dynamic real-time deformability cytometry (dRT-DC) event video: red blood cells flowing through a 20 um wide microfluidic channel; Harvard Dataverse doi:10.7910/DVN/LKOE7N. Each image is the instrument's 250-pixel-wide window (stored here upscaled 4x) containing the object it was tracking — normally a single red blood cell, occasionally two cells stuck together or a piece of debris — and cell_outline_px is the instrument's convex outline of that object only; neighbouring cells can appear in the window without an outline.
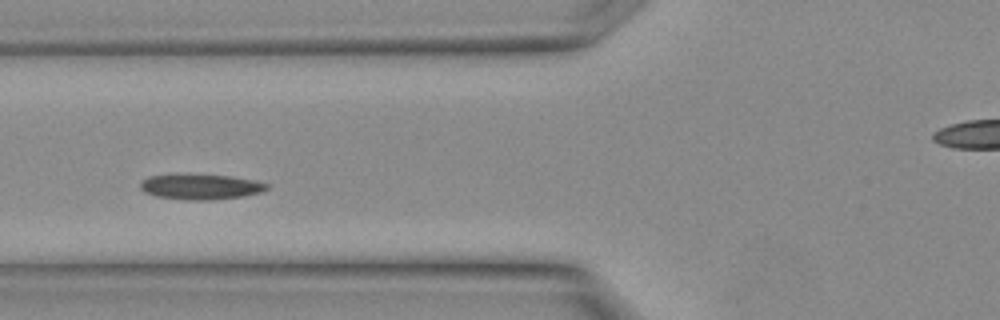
{"species": "Egyptian fruit bat (a non-hibernating species)", "species_latin": "Rousettus aegyptiacus", "temperature_condition": "warm", "stored_images_in_passage": 13, "camera_frame_rate_fps": 3000, "um_per_image_px": 0.085, "animal": {"sex": "female"}, "frame": {"image": 1, "passage_image": 6, "time_ms": 1.667, "image_size_px": [1000, 320], "cell_outline_px": [[268, 188], [260, 192], [240, 196], [212, 200], [188, 200], [156, 196], [144, 192], [140, 188], [140, 184], [148, 176], [232, 176], [252, 180], [268, 184]], "centroid_in_image_um": [17.05, 15.9], "position_along_channel_um": 108.7, "area_um2": 17.86}}
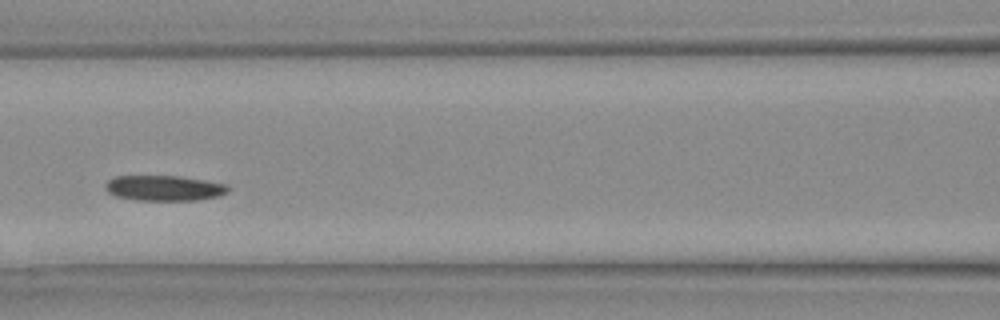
{"frame": {"image": 2, "passage_image": 8, "time_ms": 2.333, "image_size_px": [1000, 320], "cell_outline_px": [[228, 192], [216, 196], [200, 200], [136, 200], [116, 196], [108, 192], [104, 188], [104, 184], [108, 180], [116, 176], [180, 176], [228, 184]], "centroid_in_image_um": [13.93, 15.98], "position_along_channel_um": 152.7, "area_um2": 18.15}}